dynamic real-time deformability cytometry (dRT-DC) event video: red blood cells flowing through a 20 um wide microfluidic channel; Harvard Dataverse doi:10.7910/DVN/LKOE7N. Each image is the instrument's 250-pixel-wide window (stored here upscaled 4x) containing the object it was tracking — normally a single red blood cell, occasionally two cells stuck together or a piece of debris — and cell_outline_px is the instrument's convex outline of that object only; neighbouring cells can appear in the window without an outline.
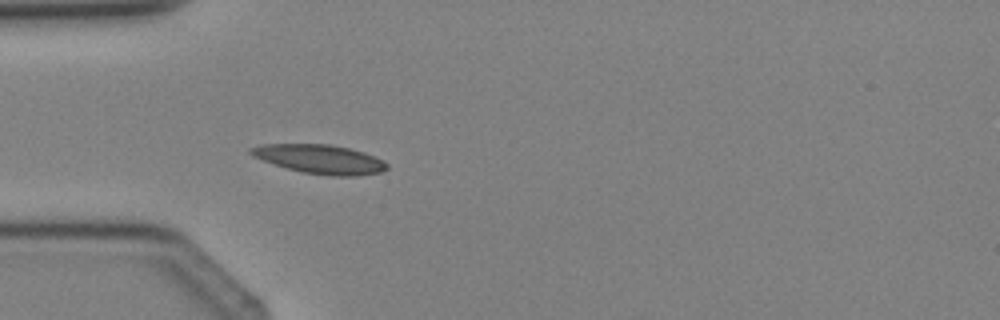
{"species": "Egyptian fruit bat (a non-hibernating species)", "species_latin": "Rousettus aegyptiacus", "temperature_condition": "cold", "stored_images_in_passage": 4, "camera_frame_rate_fps": 3000, "um_per_image_px": 0.085, "animal": {"sex": "female"}, "frame": {"image": 1, "passage_image": 4, "time_ms": 3.667, "image_size_px": [1000, 320], "cell_outline_px": [[388, 168], [380, 172], [356, 176], [332, 176], [304, 172], [288, 168], [252, 156], [248, 152], [248, 148], [260, 144], [328, 144], [348, 148], [364, 152], [388, 164]], "centroid_in_image_um": [27.17, 13.52], "position_along_channel_um": 57.8, "area_um2": 22.72}}